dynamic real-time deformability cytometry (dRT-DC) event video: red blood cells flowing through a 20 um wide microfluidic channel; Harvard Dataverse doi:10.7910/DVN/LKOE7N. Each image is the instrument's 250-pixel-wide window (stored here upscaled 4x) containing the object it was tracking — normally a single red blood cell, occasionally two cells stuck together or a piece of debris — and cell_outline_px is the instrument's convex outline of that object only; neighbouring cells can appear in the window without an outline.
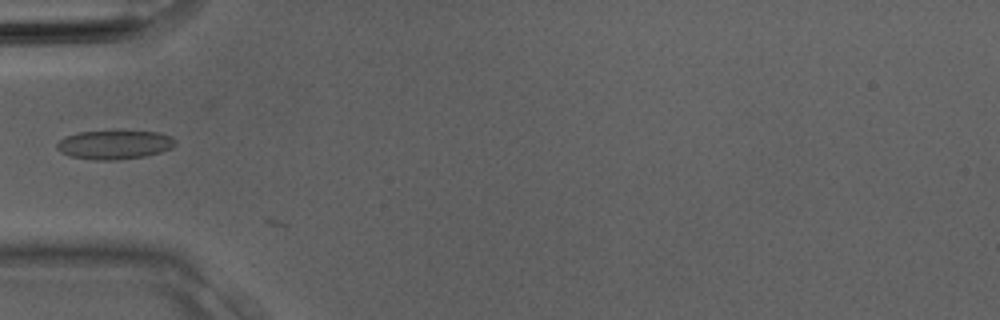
{"species": "Egyptian fruit bat (a non-hibernating species)", "species_latin": "Rousettus aegyptiacus", "temperature_condition": "room temperature", "stored_images_in_passage": 4, "camera_frame_rate_fps": 3000, "um_per_image_px": 0.085, "animal": {"sex": "male"}, "frame": {"image": 1, "passage_image": 4, "time_ms": 1.0, "image_size_px": [1000, 320], "cell_outline_px": [[176, 144], [172, 148], [160, 152], [144, 156], [116, 160], [96, 160], [68, 156], [60, 152], [56, 148], [56, 144], [64, 136], [80, 132], [156, 132], [172, 136], [176, 140]], "centroid_in_image_um": [9.71, 12.31], "position_along_channel_um": 75.3, "area_um2": 19.77}}